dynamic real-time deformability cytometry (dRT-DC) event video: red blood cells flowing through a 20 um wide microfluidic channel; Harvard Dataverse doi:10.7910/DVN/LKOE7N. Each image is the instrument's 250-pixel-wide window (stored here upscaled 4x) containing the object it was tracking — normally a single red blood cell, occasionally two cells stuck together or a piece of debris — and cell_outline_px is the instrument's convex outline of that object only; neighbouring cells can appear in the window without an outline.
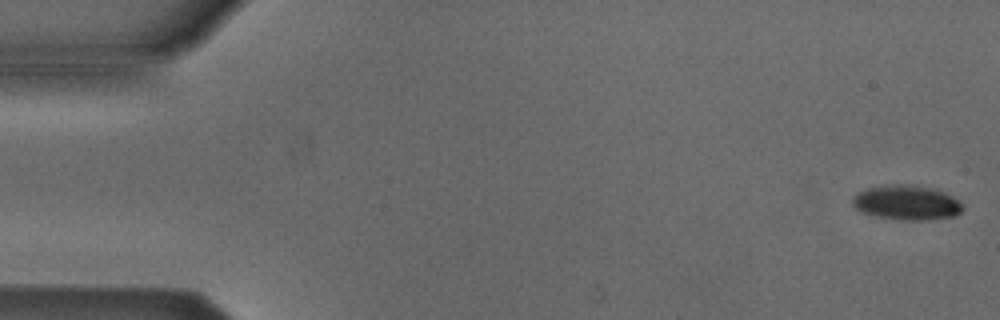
{"species": "Egyptian fruit bat (a non-hibernating species)", "species_latin": "Rousettus aegyptiacus", "temperature_condition": "cold", "stored_images_in_passage": 5, "segment_of_instrument_passage": [2, 2], "camera_frame_rate_fps": 3000, "um_per_image_px": 0.085, "animal": {"sex": "male"}, "frame": {"image": 1, "passage_image": 5, "time_ms": 5.0, "image_size_px": [1000, 320], "cell_outline_px": [[964, 208], [956, 216], [928, 220], [904, 220], [876, 216], [864, 212], [856, 208], [852, 204], [852, 196], [856, 192], [868, 188], [892, 184], [908, 184], [936, 188], [960, 200], [964, 204]], "centroid_in_image_um": [77.11, 17.21], "position_along_channel_um": 7.9, "area_um2": 22.54}}